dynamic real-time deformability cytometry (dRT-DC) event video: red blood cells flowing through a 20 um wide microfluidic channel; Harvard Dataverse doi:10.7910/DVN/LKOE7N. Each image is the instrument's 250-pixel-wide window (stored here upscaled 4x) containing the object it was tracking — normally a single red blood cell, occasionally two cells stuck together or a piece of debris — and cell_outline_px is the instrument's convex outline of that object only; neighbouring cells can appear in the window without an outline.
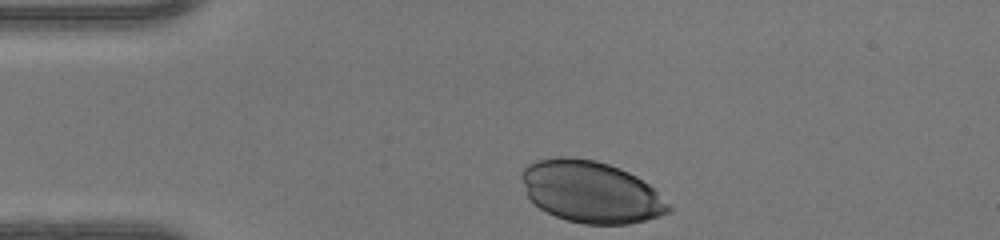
{"species": "human", "species_latin": "Homo sapiens", "temperature_condition": "warm", "stored_images_in_passage": 30, "camera_frame_rate_fps": 3000, "um_per_image_px": 0.085, "donor": {"sex": "female"}, "frame": {"image": 1, "passage_image": 1, "time_ms": 0.0, "image_size_px": [1000, 240], "cell_outline_px": [[668, 208], [664, 212], [656, 216], [644, 220], [624, 224], [588, 224], [568, 220], [556, 216], [540, 208], [528, 196], [524, 180], [524, 172], [532, 164], [544, 160], [592, 160], [616, 168], [640, 180], [652, 188]], "centroid_in_image_um": [50.22, 16.37], "position_along_channel_um": 34.8, "area_um2": 49.42}}
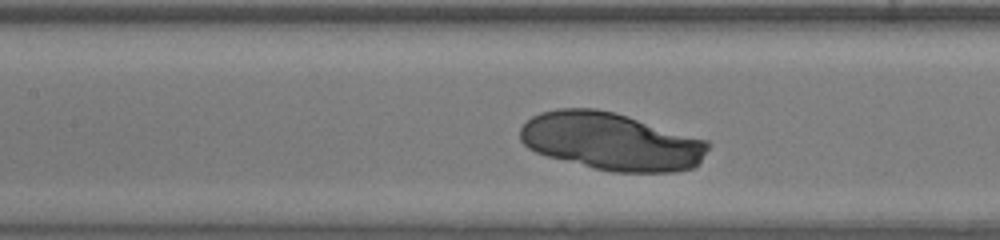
{"frame": {"image": 2, "passage_image": 13, "time_ms": 4.0, "image_size_px": [1000, 240], "cell_outline_px": [[708, 148], [700, 160], [696, 164], [688, 168], [664, 172], [624, 172], [596, 168], [552, 156], [540, 152], [524, 144], [520, 136], [520, 132], [524, 124], [532, 116], [544, 112], [568, 108], [588, 108], [612, 112], [704, 140], [708, 144]], "centroid_in_image_um": [51.93, 12.01], "position_along_channel_um": 155.5, "area_um2": 60.63}}
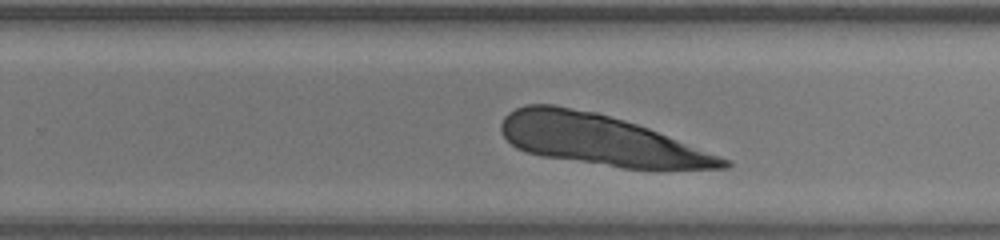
{"frame": {"image": 3, "passage_image": 22, "time_ms": 7.0, "image_size_px": [1000, 240], "cell_outline_px": [[728, 164], [720, 168], [628, 168], [548, 156], [528, 152], [512, 144], [504, 136], [504, 120], [516, 108], [532, 104], [548, 104], [592, 112], [608, 116], [656, 132], [728, 160]], "centroid_in_image_um": [50.97, 11.89], "position_along_channel_um": 278.8, "area_um2": 61.73}}